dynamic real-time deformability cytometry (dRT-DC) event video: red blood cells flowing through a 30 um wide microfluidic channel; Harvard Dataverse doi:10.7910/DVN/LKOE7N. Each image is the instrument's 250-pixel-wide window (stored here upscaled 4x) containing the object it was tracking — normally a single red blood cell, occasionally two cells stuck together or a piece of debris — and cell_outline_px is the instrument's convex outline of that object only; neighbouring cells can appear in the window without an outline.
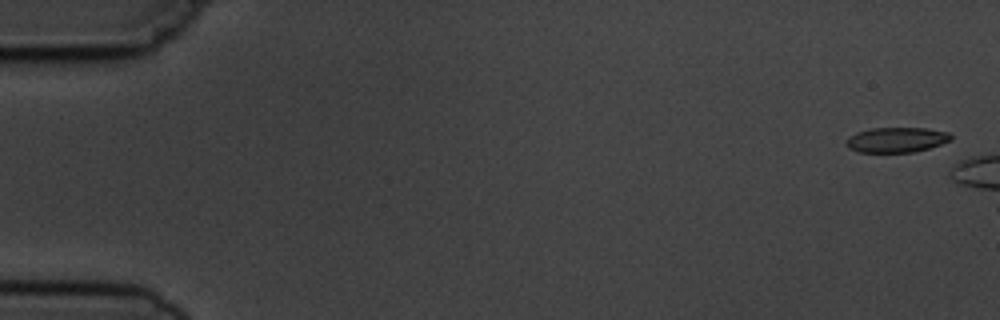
{"species": "common noctule bat (a hibernating species)", "species_latin": "Nyctalus noctula", "temperature_condition": "cold", "stored_images_in_passage": 4, "camera_frame_rate_fps": 3000, "um_per_image_px": 0.085, "animal": {"sex": "male", "body_mass_g": 19.5, "forearm_length_mm": 54.6}, "frame": {"image": 1, "passage_image": 1, "time_ms": 0.0, "image_size_px": [1000, 320], "cell_outline_px": [[952, 140], [928, 148], [912, 152], [860, 152], [848, 148], [844, 144], [844, 140], [848, 136], [856, 132], [872, 128], [928, 128], [948, 132], [952, 136]], "centroid_in_image_um": [76.16, 11.88], "position_along_channel_um": 8.8, "area_um2": 15.43}}